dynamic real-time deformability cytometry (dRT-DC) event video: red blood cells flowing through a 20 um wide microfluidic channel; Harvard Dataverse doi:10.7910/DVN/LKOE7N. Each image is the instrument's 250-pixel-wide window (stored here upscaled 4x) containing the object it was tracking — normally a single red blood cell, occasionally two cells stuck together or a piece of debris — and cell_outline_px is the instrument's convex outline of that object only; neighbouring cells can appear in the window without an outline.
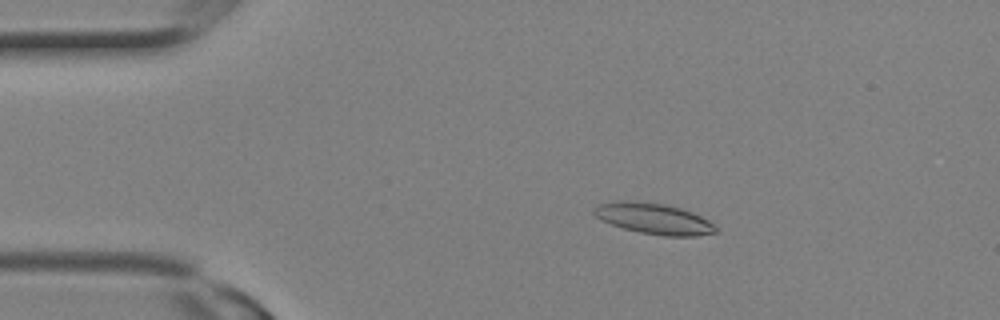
{"species": "Egyptian fruit bat (a non-hibernating species)", "species_latin": "Rousettus aegyptiacus", "temperature_condition": "room temperature", "stored_images_in_passage": 2, "camera_frame_rate_fps": 3000, "um_per_image_px": 0.085, "animal": {"sex": "female"}, "frame": {"image": 1, "passage_image": 1, "time_ms": 0.0, "image_size_px": [1000, 320], "cell_outline_px": [[720, 228], [716, 232], [696, 236], [664, 236], [640, 232], [624, 228], [600, 220], [592, 212], [592, 208], [596, 204], [616, 200], [628, 200], [664, 204], [680, 208], [692, 212], [708, 220]], "centroid_in_image_um": [55.54, 18.57], "position_along_channel_um": 29.5, "area_um2": 22.08}}